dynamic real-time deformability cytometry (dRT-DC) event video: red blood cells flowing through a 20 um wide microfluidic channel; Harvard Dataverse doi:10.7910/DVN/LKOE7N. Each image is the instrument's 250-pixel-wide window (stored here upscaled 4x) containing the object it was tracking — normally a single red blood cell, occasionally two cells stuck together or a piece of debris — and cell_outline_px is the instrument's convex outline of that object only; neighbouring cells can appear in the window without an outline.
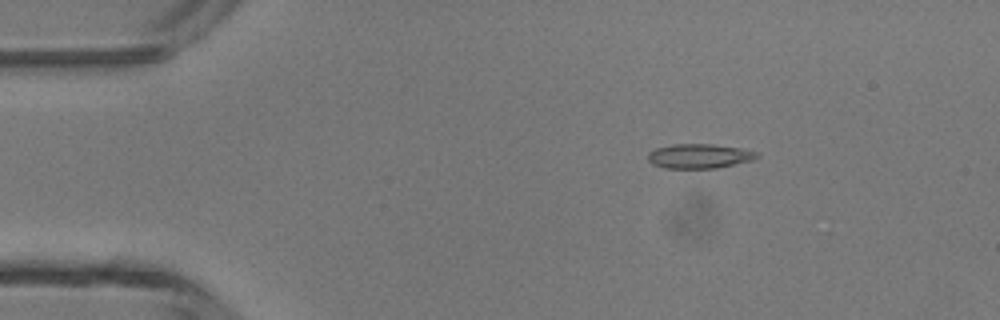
{"species": "common noctule bat (a hibernating species)", "species_latin": "Nyctalus noctula", "temperature_condition": "room temperature", "stored_images_in_passage": 45, "camera_frame_rate_fps": 3000, "um_per_image_px": 0.085, "animal": {"sex": "male", "body_mass_g": 13.3}, "frame": {"image": 1, "passage_image": 5, "time_ms": 1.333, "image_size_px": [1000, 320], "cell_outline_px": [[760, 156], [752, 160], [716, 168], [664, 168], [652, 164], [648, 160], [648, 152], [656, 148], [672, 144], [712, 144], [740, 148], [756, 152]], "centroid_in_image_um": [59.4, 13.27], "position_along_channel_um": 25.6, "area_um2": 15.49}}
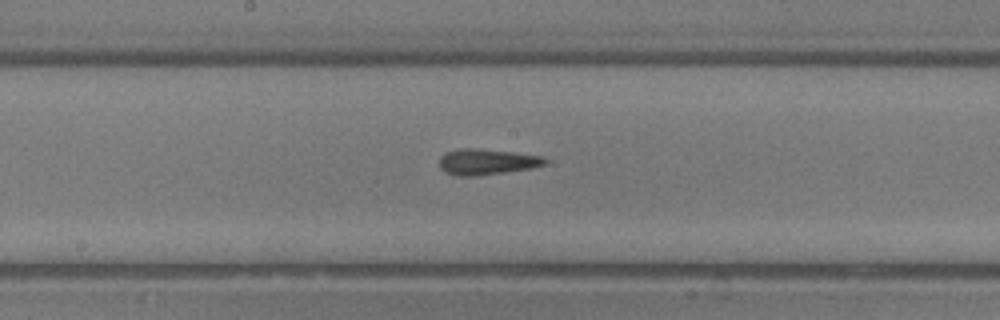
{"frame": {"image": 2, "passage_image": 22, "time_ms": 7.0, "image_size_px": [1000, 320], "cell_outline_px": [[548, 160], [544, 164], [532, 168], [476, 176], [456, 176], [444, 172], [440, 168], [440, 156], [448, 152], [464, 148], [480, 148], [544, 156]], "centroid_in_image_um": [41.37, 13.76], "position_along_channel_um": 206.8, "area_um2": 15.9}}
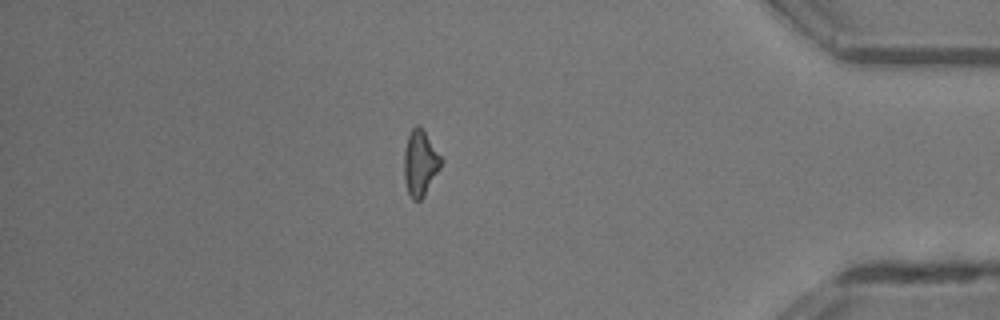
{"frame": {"image": 3, "passage_image": 38, "time_ms": 12.333, "image_size_px": [1000, 320], "cell_outline_px": [[444, 160], [440, 168], [424, 196], [420, 200], [412, 200], [408, 192], [404, 176], [404, 152], [408, 136], [412, 128], [416, 124], [420, 124]], "centroid_in_image_um": [35.73, 13.83], "position_along_channel_um": 399.5, "area_um2": 14.22}, "authors_computed_cell_mechanics": {"area_um2": 14.9702, "velocity_mm_per_s": 4.3646, "shape_relaxation_time_tau1_ms": null, "shape_relaxation_time_tau2_ms": 7.8024, "deformation_change_tau1": null, "deformation_change_tau2": 0.1965}}